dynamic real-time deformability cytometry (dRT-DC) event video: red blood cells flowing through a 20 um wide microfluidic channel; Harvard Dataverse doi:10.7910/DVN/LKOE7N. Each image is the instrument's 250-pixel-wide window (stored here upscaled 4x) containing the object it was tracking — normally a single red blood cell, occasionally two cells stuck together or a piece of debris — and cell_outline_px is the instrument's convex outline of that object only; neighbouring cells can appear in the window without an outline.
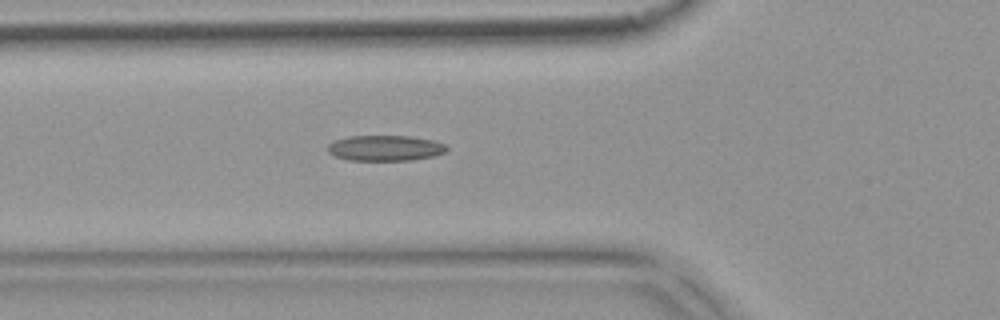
{"species": "common noctule bat (a hibernating species)", "species_latin": "Nyctalus noctula", "temperature_condition": "warm", "stored_images_in_passage": 54, "camera_frame_rate_fps": 3000, "um_per_image_px": 0.085, "animal": {"sex": "female", "body_mass_g": 18.4}, "frame": {"image": 1, "passage_image": 19, "time_ms": 6.0, "image_size_px": [1000, 320], "cell_outline_px": [[448, 148], [444, 152], [436, 156], [412, 160], [348, 160], [336, 156], [328, 152], [328, 144], [332, 140], [348, 136], [408, 136], [432, 140], [448, 144]], "centroid_in_image_um": [32.75, 12.58], "position_along_channel_um": 93.0, "area_um2": 17.86}}
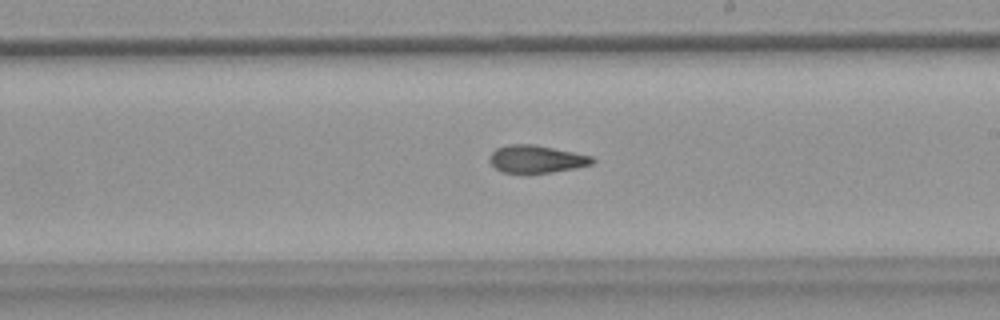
{"frame": {"image": 2, "passage_image": 31, "time_ms": 10.0, "image_size_px": [1000, 320], "cell_outline_px": [[596, 160], [592, 164], [576, 168], [552, 172], [504, 172], [496, 168], [488, 160], [492, 152], [496, 148], [508, 144], [536, 144], [592, 156]], "centroid_in_image_um": [45.61, 13.5], "position_along_channel_um": 243.4, "area_um2": 16.42}}
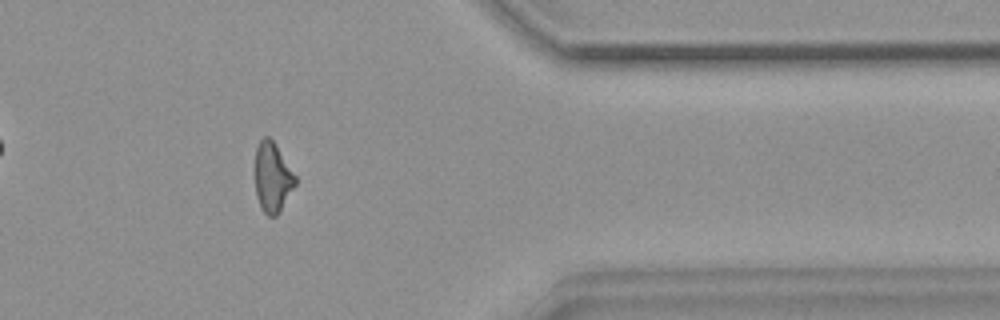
{"frame": {"image": 3, "passage_image": 44, "time_ms": 14.333, "image_size_px": [1000, 320], "cell_outline_px": [[296, 184], [276, 216], [268, 216], [260, 208], [256, 196], [256, 148], [260, 140], [264, 136], [268, 136], [276, 144], [296, 176]], "centroid_in_image_um": [23.16, 15.07], "position_along_channel_um": 388.2, "area_um2": 16.18}, "authors_computed_cell_mechanics": {"area_um2": 17.1955, "velocity_mm_per_s": 3.7621, "shape_relaxation_time_tau1_ms": null, "shape_relaxation_time_tau2_ms": 3.2356, "deformation_change_tau1": null, "deformation_change_tau2": 0.1101}}